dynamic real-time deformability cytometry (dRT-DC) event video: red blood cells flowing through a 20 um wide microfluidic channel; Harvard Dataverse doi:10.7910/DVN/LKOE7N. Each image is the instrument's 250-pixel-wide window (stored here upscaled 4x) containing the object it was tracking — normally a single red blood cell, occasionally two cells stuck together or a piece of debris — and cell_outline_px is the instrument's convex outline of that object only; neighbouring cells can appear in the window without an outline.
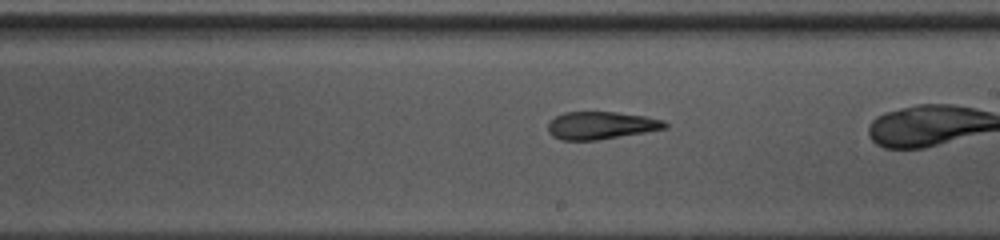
{"species": "common noctule bat (a hibernating species)", "species_latin": "Nyctalus noctula", "temperature_condition": "warm", "stored_images_in_passage": 35, "camera_frame_rate_fps": 3000, "um_per_image_px": 0.085, "animal": {"sex": "female", "body_mass_g": 10.0, "forearm_length_mm": 53.1}, "frame": {"image": 1, "passage_image": 25, "time_ms": 8.0, "image_size_px": [1000, 240], "cell_outline_px": [[668, 128], [600, 140], [560, 140], [552, 136], [548, 132], [548, 124], [556, 116], [564, 112], [616, 112], [644, 116], [664, 120], [668, 124]], "centroid_in_image_um": [51.09, 10.67], "position_along_channel_um": 237.9, "area_um2": 18.9}}